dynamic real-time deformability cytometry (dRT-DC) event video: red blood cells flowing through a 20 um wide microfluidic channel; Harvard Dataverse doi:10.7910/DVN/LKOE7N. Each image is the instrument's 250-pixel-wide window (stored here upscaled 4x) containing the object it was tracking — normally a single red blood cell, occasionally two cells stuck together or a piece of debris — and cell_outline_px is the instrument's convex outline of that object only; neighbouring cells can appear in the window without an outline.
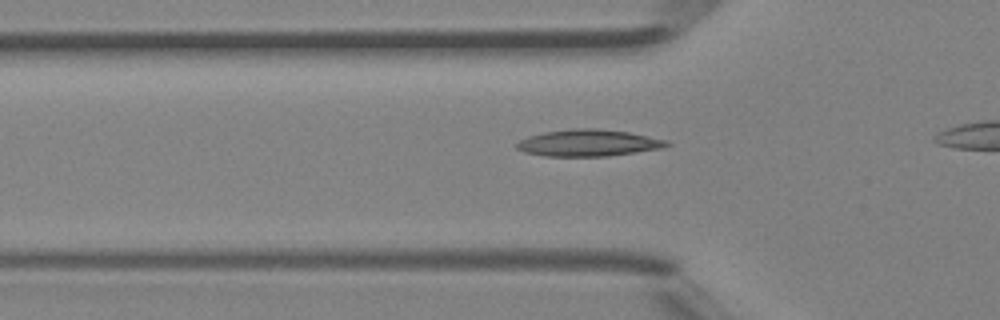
{"species": "Egyptian fruit bat (a non-hibernating species)", "species_latin": "Rousettus aegyptiacus", "temperature_condition": "room temperature", "stored_images_in_passage": 13, "camera_frame_rate_fps": 3000, "um_per_image_px": 0.085, "animal": {"sex": "female"}, "frame": {"image": 1, "passage_image": 11, "time_ms": 3.333, "image_size_px": [1000, 320], "cell_outline_px": [[672, 144], [664, 148], [608, 156], [544, 156], [524, 152], [516, 148], [516, 144], [520, 140], [528, 136], [544, 132], [568, 128], [596, 128], [628, 132], [668, 140]], "centroid_in_image_um": [50.02, 12.14], "position_along_channel_um": 75.8, "area_um2": 23.52}}